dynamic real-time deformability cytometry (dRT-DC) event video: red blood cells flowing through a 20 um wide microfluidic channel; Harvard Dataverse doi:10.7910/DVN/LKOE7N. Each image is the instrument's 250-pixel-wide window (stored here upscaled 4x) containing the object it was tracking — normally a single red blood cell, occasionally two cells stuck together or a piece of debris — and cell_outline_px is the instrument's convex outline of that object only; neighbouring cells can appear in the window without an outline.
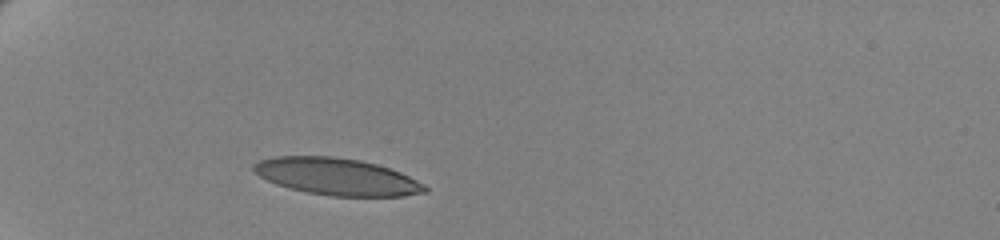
{"species": "human", "species_latin": "Homo sapiens", "temperature_condition": "cold", "stored_images_in_passage": 38, "camera_frame_rate_fps": 3000, "um_per_image_px": 0.085, "donor": {"sex": "female"}, "frame": {"image": 1, "passage_image": 1, "time_ms": 0.0, "image_size_px": [1000, 240], "cell_outline_px": [[428, 192], [404, 196], [328, 196], [308, 192], [276, 184], [260, 176], [252, 168], [252, 164], [260, 160], [272, 156], [332, 156], [360, 160], [376, 164], [400, 172], [424, 184], [428, 188]], "centroid_in_image_um": [28.64, 15.01], "position_along_channel_um": 56.4, "area_um2": 36.76}}
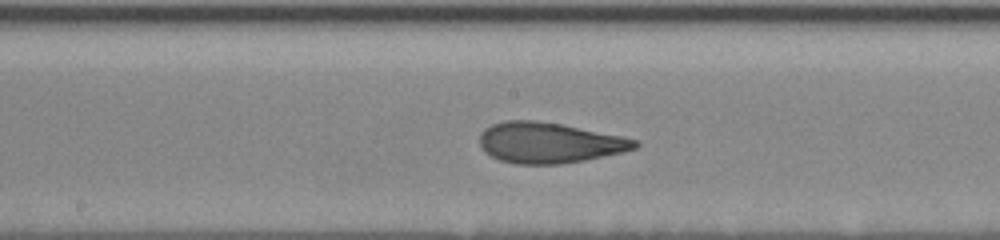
{"frame": {"image": 2, "passage_image": 16, "time_ms": 5.0, "image_size_px": [1000, 240], "cell_outline_px": [[640, 144], [636, 148], [624, 152], [584, 160], [560, 164], [516, 164], [500, 160], [484, 152], [480, 144], [480, 132], [484, 128], [492, 124], [504, 120], [536, 120], [560, 124], [640, 140]], "centroid_in_image_um": [46.66, 12.13], "position_along_channel_um": 201.5, "area_um2": 36.76}}
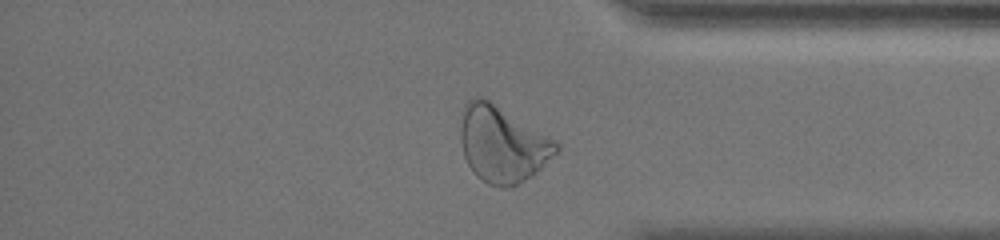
{"frame": {"image": 3, "passage_image": 33, "time_ms": 10.667, "image_size_px": [1000, 240], "cell_outline_px": [[560, 148], [532, 176], [512, 188], [500, 188], [488, 184], [480, 180], [472, 172], [464, 156], [460, 140], [460, 112], [464, 104], [472, 96], [480, 96], [488, 100], [556, 140], [560, 144]], "centroid_in_image_um": [42.65, 12.26], "position_along_channel_um": 392.6, "area_um2": 42.77}, "authors_computed_cell_mechanics": {"area_um2": 37.0209, "velocity_mm_per_s": 3.4433, "shape_relaxation_time_tau1_ms": 5.359, "shape_relaxation_time_tau2_ms": 1.1232, "deformation_change_tau1": 0.1909, "deformation_change_tau2": 0.0768}}